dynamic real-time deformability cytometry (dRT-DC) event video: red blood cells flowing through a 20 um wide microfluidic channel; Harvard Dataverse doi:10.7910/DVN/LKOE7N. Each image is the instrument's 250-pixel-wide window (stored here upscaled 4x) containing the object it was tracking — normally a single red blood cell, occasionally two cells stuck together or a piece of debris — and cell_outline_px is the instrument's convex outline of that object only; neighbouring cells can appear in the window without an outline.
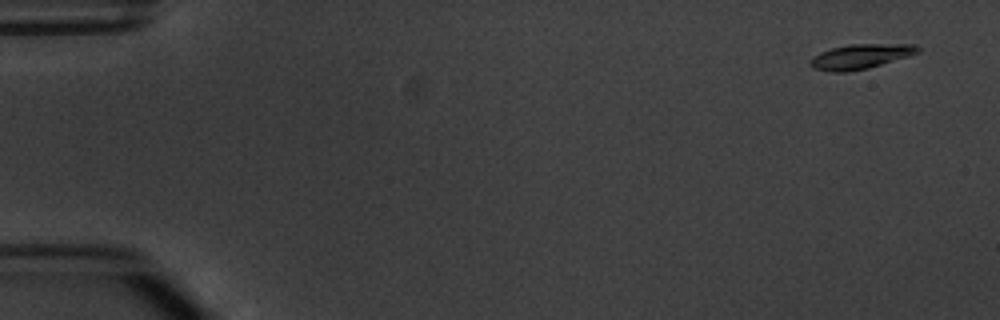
{"species": "common noctule bat (a hibernating species)", "species_latin": "Nyctalus noctula", "temperature_condition": "warm", "stored_images_in_passage": 6, "segment_of_instrument_passage": [2, 2], "camera_frame_rate_fps": 3000, "um_per_image_px": 0.085, "animal": {"sex": "male", "body_mass_g": 20.1, "forearm_length_mm": 53.5}, "frame": {"image": 1, "passage_image": 6, "time_ms": 6.667, "image_size_px": [1000, 320], "cell_outline_px": [[920, 52], [908, 56], [868, 68], [848, 72], [832, 72], [812, 68], [808, 64], [808, 60], [812, 56], [820, 52], [832, 48], [848, 44], [916, 44], [920, 48]], "centroid_in_image_um": [73.1, 4.8], "position_along_channel_um": 11.9, "area_um2": 15.66}}